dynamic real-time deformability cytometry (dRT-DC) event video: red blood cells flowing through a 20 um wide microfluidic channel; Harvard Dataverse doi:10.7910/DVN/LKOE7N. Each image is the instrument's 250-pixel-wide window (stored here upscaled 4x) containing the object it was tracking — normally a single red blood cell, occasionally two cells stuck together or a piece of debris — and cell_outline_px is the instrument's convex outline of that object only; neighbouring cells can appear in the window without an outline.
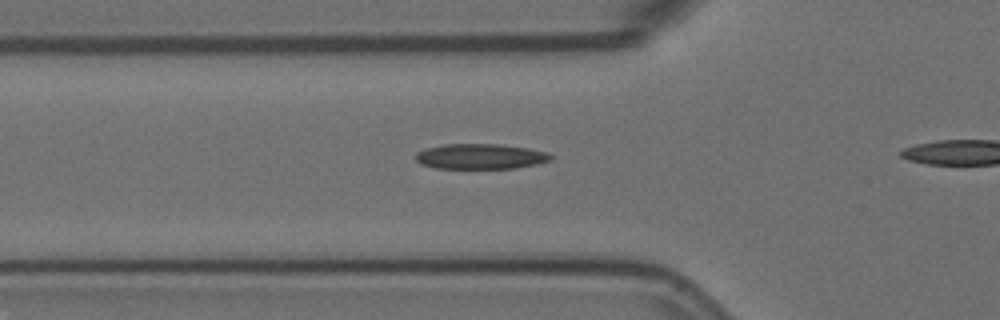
{"species": "Egyptian fruit bat (a non-hibernating species)", "species_latin": "Rousettus aegyptiacus", "temperature_condition": "room temperature", "stored_images_in_passage": 28, "camera_frame_rate_fps": 3000, "um_per_image_px": 0.085, "animal": {"sex": "female"}, "frame": {"image": 1, "passage_image": 9, "time_ms": 2.667, "image_size_px": [1000, 320], "cell_outline_px": [[556, 156], [552, 160], [536, 164], [516, 168], [436, 168], [420, 164], [416, 160], [416, 152], [424, 148], [444, 144], [500, 144], [528, 148], [548, 152]], "centroid_in_image_um": [40.86, 13.29], "position_along_channel_um": 84.9, "area_um2": 20.11}}
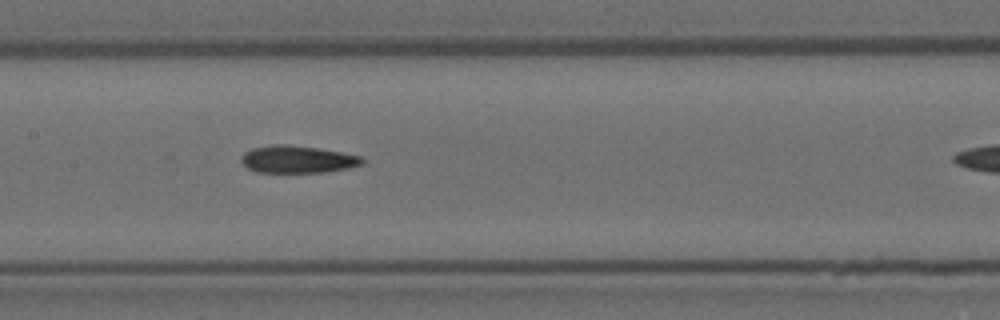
{"frame": {"image": 2, "passage_image": 17, "time_ms": 5.333, "image_size_px": [1000, 320], "cell_outline_px": [[364, 164], [352, 168], [324, 172], [256, 172], [248, 168], [240, 160], [240, 156], [244, 152], [252, 148], [272, 144], [288, 144], [316, 148], [340, 152], [360, 156], [364, 160]], "centroid_in_image_um": [25.28, 13.54], "position_along_channel_um": 182.1, "area_um2": 19.36}}
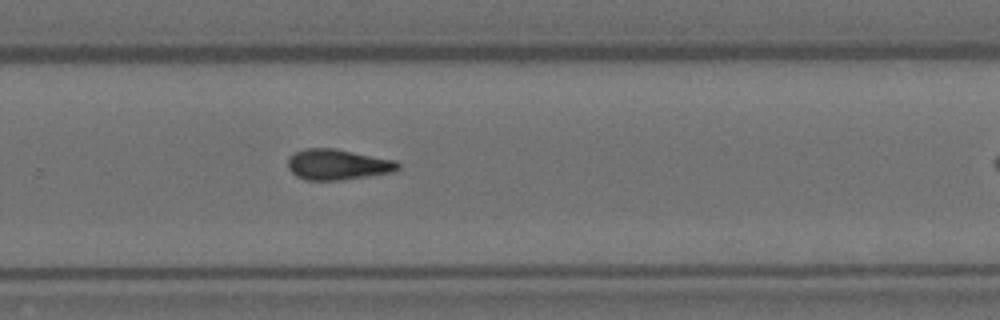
{"frame": {"image": 3, "passage_image": 27, "time_ms": 8.667, "image_size_px": [1000, 320], "cell_outline_px": [[400, 168], [396, 172], [340, 180], [308, 180], [296, 176], [288, 168], [288, 156], [296, 152], [308, 148], [336, 148], [396, 160], [400, 164]], "centroid_in_image_um": [28.74, 13.98], "position_along_channel_um": 301.1, "area_um2": 19.83}}